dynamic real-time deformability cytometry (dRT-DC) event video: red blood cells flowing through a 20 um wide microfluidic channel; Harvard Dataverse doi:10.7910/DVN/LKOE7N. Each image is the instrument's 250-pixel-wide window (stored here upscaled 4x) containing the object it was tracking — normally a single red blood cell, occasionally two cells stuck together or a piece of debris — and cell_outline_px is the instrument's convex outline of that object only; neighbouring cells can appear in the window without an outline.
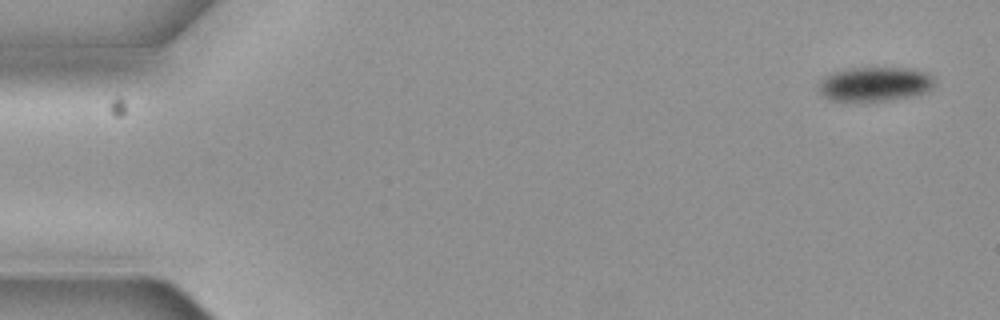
{"species": "common noctule bat (a hibernating species)", "species_latin": "Nyctalus noctula", "temperature_condition": "cold", "stored_images_in_passage": 6, "camera_frame_rate_fps": 3000, "um_per_image_px": 0.085, "animal": {"sex": "female", "body_mass_g": 19.3, "forearm_length_mm": 54.1}, "frame": {"image": 1, "passage_image": 1, "time_ms": 0.0, "image_size_px": [1000, 320], "cell_outline_px": [[936, 84], [932, 88], [924, 92], [908, 96], [868, 104], [828, 100], [816, 88], [820, 80], [824, 76], [832, 72], [852, 68], [908, 68], [928, 72], [936, 80]], "centroid_in_image_um": [74.31, 7.18], "position_along_channel_um": 10.7, "area_um2": 23.99}}
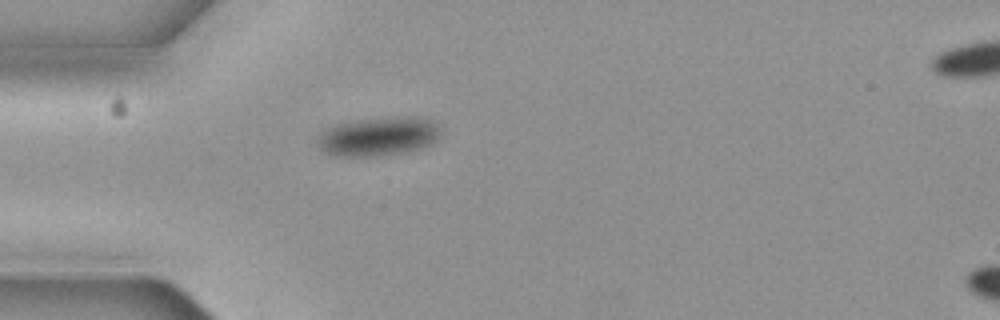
{"frame": {"image": 2, "passage_image": 5, "time_ms": 1.333, "image_size_px": [1000, 320], "cell_outline_px": [[440, 136], [432, 144], [420, 148], [404, 152], [380, 156], [336, 156], [324, 152], [320, 148], [316, 140], [320, 132], [324, 128], [332, 124], [356, 120], [392, 116], [424, 116], [432, 120], [436, 124], [440, 132]], "centroid_in_image_um": [32.14, 11.57], "position_along_channel_um": 52.9, "area_um2": 28.55}}